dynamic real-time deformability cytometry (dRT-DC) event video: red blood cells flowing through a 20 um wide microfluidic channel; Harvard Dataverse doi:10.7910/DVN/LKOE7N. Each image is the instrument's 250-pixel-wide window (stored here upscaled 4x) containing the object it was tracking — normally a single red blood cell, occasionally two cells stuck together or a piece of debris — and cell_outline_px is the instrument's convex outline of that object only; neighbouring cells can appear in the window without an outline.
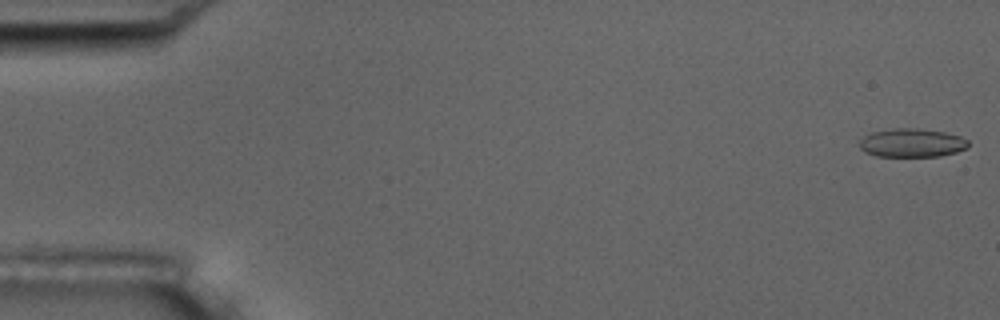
{"species": "common noctule bat (a hibernating species)", "species_latin": "Nyctalus noctula", "temperature_condition": "room temperature", "stored_images_in_passage": 5, "camera_frame_rate_fps": 3000, "um_per_image_px": 0.085, "animal": {"sex": "male", "body_mass_g": 17.5, "forearm_length_mm": 52.3}, "frame": {"image": 1, "passage_image": 1, "time_ms": 0.0, "image_size_px": [1000, 320], "cell_outline_px": [[968, 148], [956, 152], [940, 156], [876, 156], [864, 152], [860, 148], [860, 140], [864, 136], [872, 132], [892, 128], [916, 128], [944, 132], [960, 136], [968, 140]], "centroid_in_image_um": [77.5, 12.14], "position_along_channel_um": 7.5, "area_um2": 18.15}}
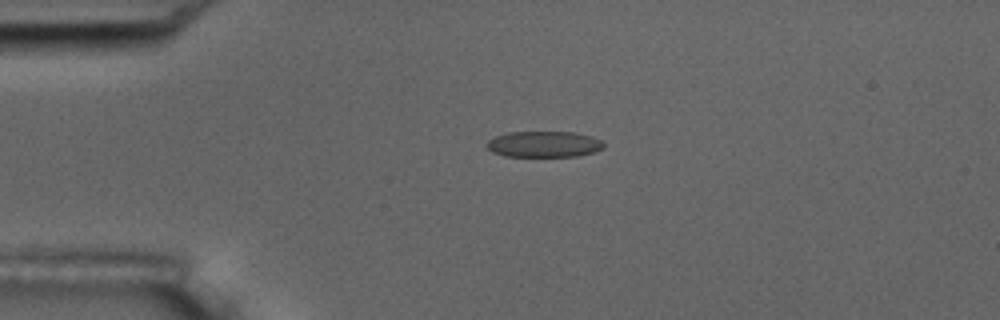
{"frame": {"image": 2, "passage_image": 4, "time_ms": 4.0, "image_size_px": [1000, 320], "cell_outline_px": [[604, 148], [596, 152], [576, 156], [504, 156], [492, 152], [488, 148], [488, 140], [496, 136], [508, 132], [572, 132], [592, 136], [600, 140], [604, 144]], "centroid_in_image_um": [46.26, 12.26], "position_along_channel_um": 38.7, "area_um2": 17.69}}